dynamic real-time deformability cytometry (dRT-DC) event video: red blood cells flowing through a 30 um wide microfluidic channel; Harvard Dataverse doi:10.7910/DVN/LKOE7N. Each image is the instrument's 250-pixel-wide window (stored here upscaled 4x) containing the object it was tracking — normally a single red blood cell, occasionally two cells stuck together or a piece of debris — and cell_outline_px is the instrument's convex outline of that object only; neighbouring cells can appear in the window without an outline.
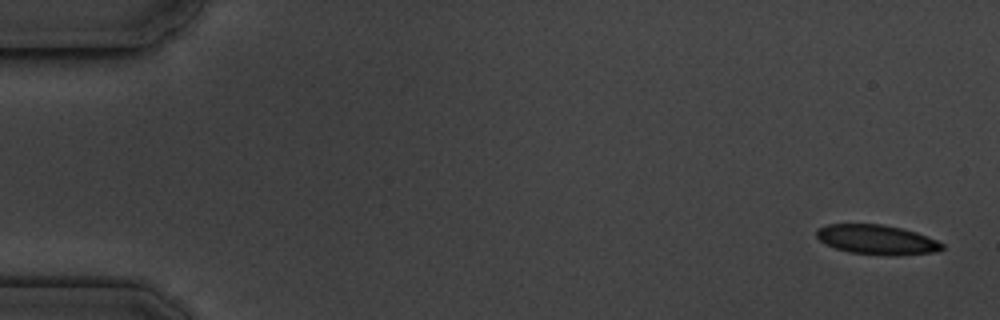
{"species": "common noctule bat (a hibernating species)", "species_latin": "Nyctalus noctula", "temperature_condition": "cold", "stored_images_in_passage": 5, "camera_frame_rate_fps": 3000, "um_per_image_px": 0.085, "animal": {"sex": "male", "body_mass_g": 19.5, "forearm_length_mm": 54.6}, "frame": {"image": 1, "passage_image": 1, "time_ms": 0.0, "image_size_px": [1000, 320], "cell_outline_px": [[944, 248], [936, 252], [896, 256], [892, 256], [848, 252], [824, 244], [816, 236], [816, 228], [828, 224], [884, 224], [916, 232], [936, 240], [944, 244]], "centroid_in_image_um": [74.52, 20.37], "position_along_channel_um": 10.5, "area_um2": 21.85}}
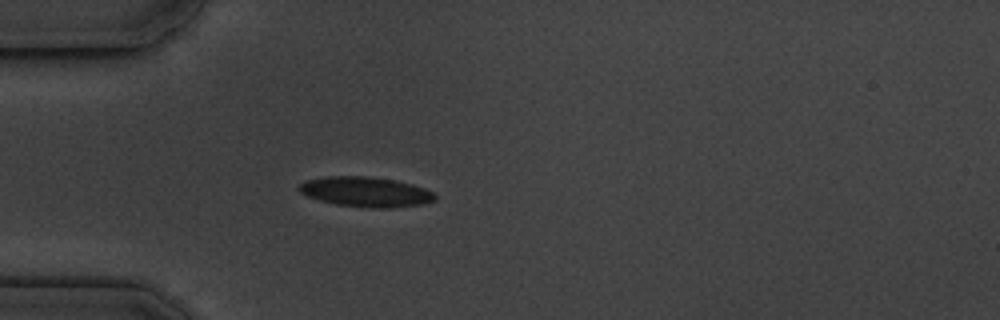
{"frame": {"image": 2, "passage_image": 5, "time_ms": 4.667, "image_size_px": [1000, 320], "cell_outline_px": [[436, 200], [424, 204], [392, 208], [368, 208], [336, 204], [320, 200], [308, 196], [300, 192], [296, 188], [300, 184], [308, 180], [328, 176], [368, 176], [396, 180], [412, 184], [424, 188], [432, 192], [436, 196]], "centroid_in_image_um": [31.11, 16.31], "position_along_channel_um": 53.9, "area_um2": 23.81}}